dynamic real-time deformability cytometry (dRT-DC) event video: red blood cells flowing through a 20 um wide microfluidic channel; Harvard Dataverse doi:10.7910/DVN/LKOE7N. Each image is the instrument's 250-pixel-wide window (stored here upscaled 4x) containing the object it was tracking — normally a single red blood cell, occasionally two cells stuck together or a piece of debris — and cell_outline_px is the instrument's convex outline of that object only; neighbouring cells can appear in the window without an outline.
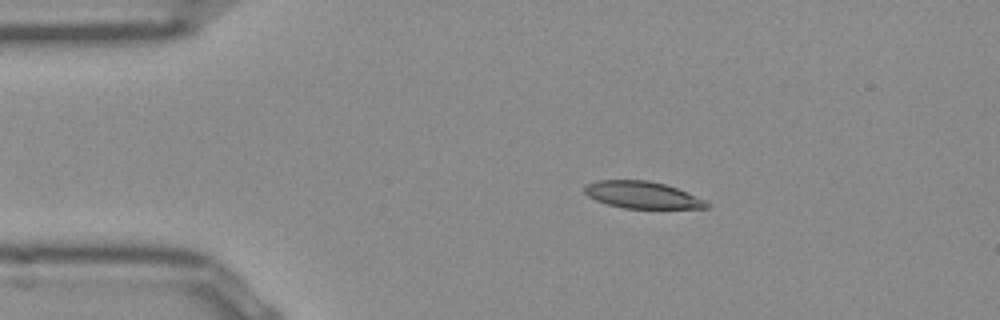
{"species": "Egyptian fruit bat (a non-hibernating species)", "species_latin": "Rousettus aegyptiacus", "temperature_condition": "room temperature", "stored_images_in_passage": 43, "camera_frame_rate_fps": 3000, "um_per_image_px": 0.085, "frame": {"image": 1, "passage_image": 1, "time_ms": 0.0, "image_size_px": [1000, 320], "cell_outline_px": [[708, 208], [624, 208], [608, 204], [596, 200], [588, 196], [584, 192], [584, 184], [596, 180], [648, 180], [664, 184], [676, 188], [704, 200], [708, 204]], "centroid_in_image_um": [54.52, 16.56], "position_along_channel_um": 30.5, "area_um2": 18.96}}
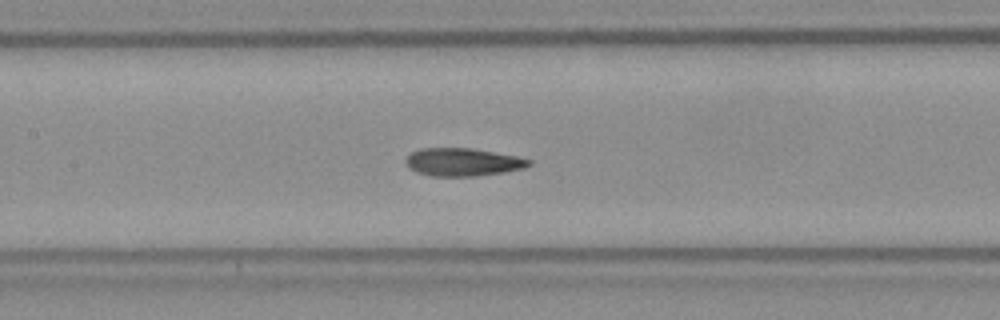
{"frame": {"image": 2, "passage_image": 15, "time_ms": 4.667, "image_size_px": [1000, 320], "cell_outline_px": [[532, 164], [524, 168], [504, 172], [476, 176], [432, 176], [416, 172], [404, 160], [412, 152], [420, 148], [468, 148], [516, 156], [532, 160]], "centroid_in_image_um": [39.35, 13.78], "position_along_channel_um": 168.0, "area_um2": 19.83}}
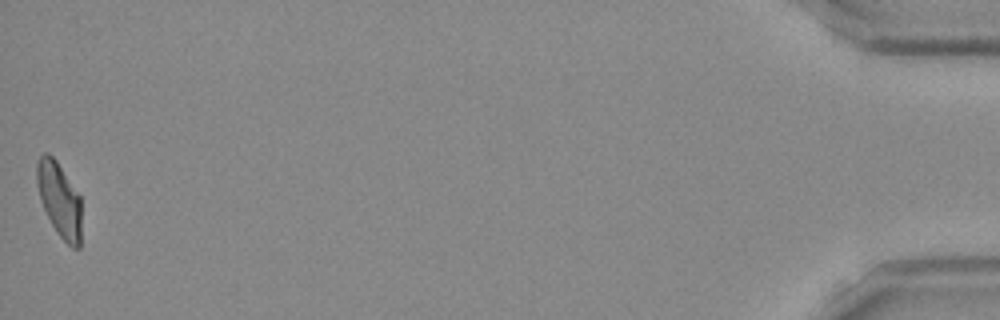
{"frame": {"image": 3, "passage_image": 43, "time_ms": 14.0, "image_size_px": [1000, 320], "cell_outline_px": [[80, 248], [72, 248], [56, 232], [40, 200], [36, 184], [36, 164], [40, 156], [44, 152], [48, 152], [56, 160], [80, 196]], "centroid_in_image_um": [5.02, 16.94], "position_along_channel_um": 430.2, "area_um2": 19.25}, "authors_computed_cell_mechanics": {"area_um2": 19.941, "velocity_mm_per_s": 3.9098, "shape_relaxation_time_tau1_ms": 8.1337, "shape_relaxation_time_tau2_ms": 1.8468, "deformation_change_tau1": 0.2363, "deformation_change_tau2": 0.0938}}